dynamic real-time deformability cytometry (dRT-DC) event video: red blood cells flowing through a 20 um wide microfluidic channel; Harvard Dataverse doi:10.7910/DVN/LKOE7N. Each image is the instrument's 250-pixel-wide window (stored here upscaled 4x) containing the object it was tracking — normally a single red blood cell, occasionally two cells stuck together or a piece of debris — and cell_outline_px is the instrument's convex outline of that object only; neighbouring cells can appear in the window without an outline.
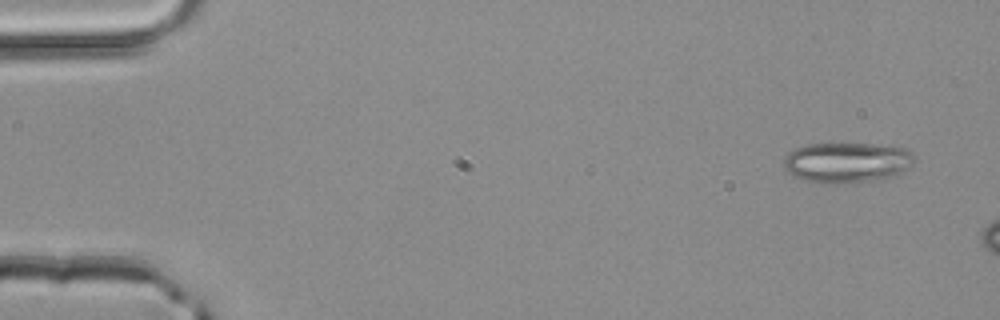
{"species": "common noctule bat (a hibernating species)", "species_latin": "Nyctalus noctula", "temperature_condition": "room temperature", "stored_images_in_passage": 4, "camera_frame_rate_fps": 3000, "um_per_image_px": 0.085, "animal": {"sex": "male", "body_mass_g": 20.4}, "frame": {"image": 1, "passage_image": 4, "time_ms": 1.0, "image_size_px": [1000, 320], "cell_outline_px": [[916, 160], [908, 168], [884, 180], [836, 184], [808, 180], [796, 176], [788, 172], [784, 168], [784, 156], [788, 152], [796, 148], [808, 144], [876, 144], [904, 148], [912, 152], [916, 156]], "centroid_in_image_um": [72.03, 13.81], "position_along_channel_um": 13.0, "area_um2": 30.81}}